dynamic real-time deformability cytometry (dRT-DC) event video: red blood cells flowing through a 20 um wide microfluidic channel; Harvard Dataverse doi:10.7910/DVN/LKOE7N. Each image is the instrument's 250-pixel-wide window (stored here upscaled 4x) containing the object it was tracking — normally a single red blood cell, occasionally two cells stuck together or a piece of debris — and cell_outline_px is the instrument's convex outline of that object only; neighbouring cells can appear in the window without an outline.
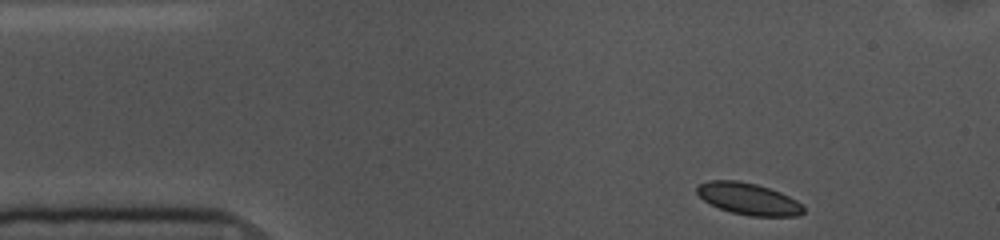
{"species": "common noctule bat (a hibernating species)", "species_latin": "Nyctalus noctula", "temperature_condition": "cold", "stored_images_in_passage": 49, "camera_frame_rate_fps": 3000, "um_per_image_px": 0.085, "animal": {"sex": "female", "body_mass_g": 10.0, "forearm_length_mm": 53.1}, "frame": {"image": 1, "passage_image": 1, "time_ms": 0.0, "image_size_px": [1000, 240], "cell_outline_px": [[804, 212], [800, 216], [748, 216], [732, 212], [720, 208], [704, 200], [696, 192], [696, 188], [700, 184], [708, 180], [736, 180], [756, 184], [780, 192], [796, 200], [804, 208]], "centroid_in_image_um": [63.62, 16.9], "position_along_channel_um": 21.4, "area_um2": 19.54}}
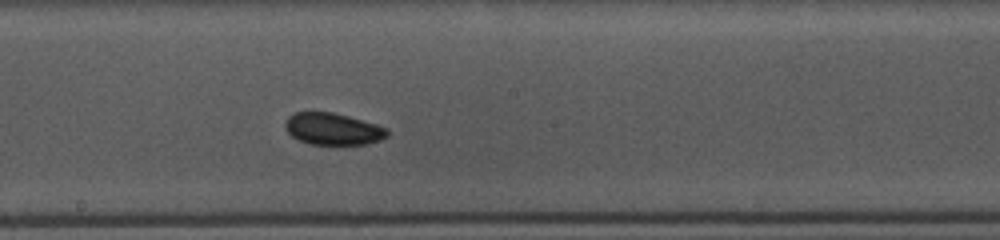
{"frame": {"image": 2, "passage_image": 23, "time_ms": 7.333, "image_size_px": [1000, 240], "cell_outline_px": [[388, 136], [380, 140], [368, 144], [312, 144], [300, 140], [292, 136], [288, 132], [284, 124], [284, 120], [292, 112], [332, 112], [348, 116], [376, 124], [388, 128]], "centroid_in_image_um": [28.29, 10.95], "position_along_channel_um": 219.9, "area_um2": 18.96}}
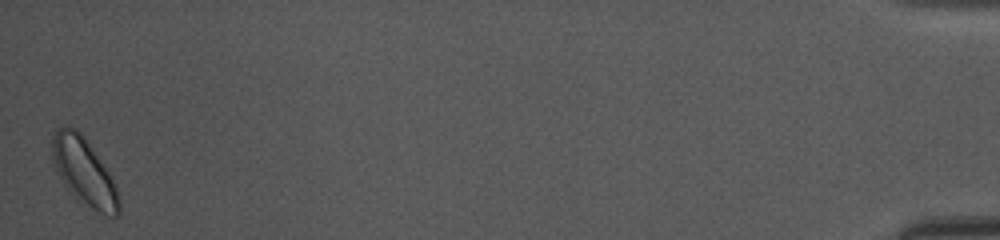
{"frame": {"image": 3, "passage_image": 49, "time_ms": 16.0, "image_size_px": [1000, 240], "cell_outline_px": [[120, 212], [116, 216], [108, 216], [80, 204], [72, 196], [56, 172], [52, 160], [52, 136], [56, 128], [64, 124], [68, 124], [76, 128], [84, 136], [108, 172], [116, 188], [120, 200]], "centroid_in_image_um": [7.1, 14.59], "position_along_channel_um": 428.1, "area_um2": 26.47}, "authors_computed_cell_mechanics": {"area_um2": 19.5364, "velocity_mm_per_s": 3.5446, "shape_relaxation_time_tau1_ms": 4.288, "shape_relaxation_time_tau2_ms": null, "deformation_change_tau1": 0.0292, "deformation_change_tau2": null}}